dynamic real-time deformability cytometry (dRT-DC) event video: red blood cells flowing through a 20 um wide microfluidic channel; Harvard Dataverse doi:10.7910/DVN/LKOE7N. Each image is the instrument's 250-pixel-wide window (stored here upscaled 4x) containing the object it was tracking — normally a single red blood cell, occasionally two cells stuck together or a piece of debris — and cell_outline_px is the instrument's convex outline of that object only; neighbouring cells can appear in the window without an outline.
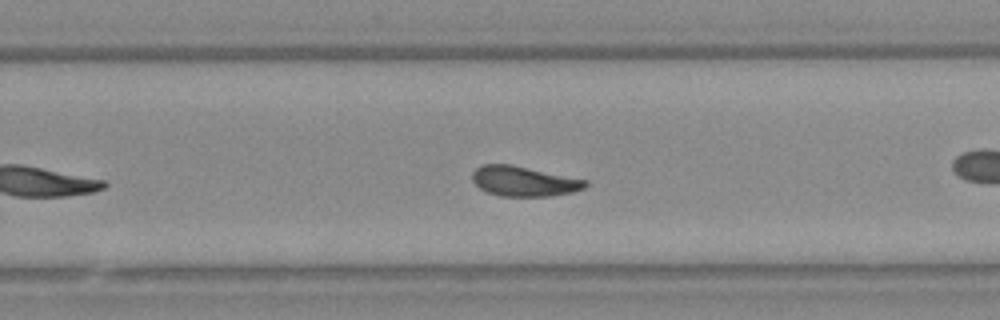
{"species": "Egyptian fruit bat (a non-hibernating species)", "species_latin": "Rousettus aegyptiacus", "temperature_condition": "warm", "stored_images_in_passage": 25, "camera_frame_rate_fps": 3000, "um_per_image_px": 0.085, "animal": {"sex": "female"}, "frame": {"image": 1, "passage_image": 19, "time_ms": 6.0, "image_size_px": [1000, 320], "cell_outline_px": [[588, 184], [584, 188], [572, 192], [552, 196], [500, 196], [488, 192], [480, 188], [472, 180], [472, 172], [480, 164], [512, 164], [588, 180]], "centroid_in_image_um": [44.53, 15.39], "position_along_channel_um": 285.3, "area_um2": 19.88}, "authors_computed_cell_mechanics": {"area_um2": 19.5942, "velocity_mm_per_s": 3.833, "shape_relaxation_time_tau1_ms": null, "shape_relaxation_time_tau2_ms": 6.7326, "deformation_change_tau1": null, "deformation_change_tau2": 0.149}}